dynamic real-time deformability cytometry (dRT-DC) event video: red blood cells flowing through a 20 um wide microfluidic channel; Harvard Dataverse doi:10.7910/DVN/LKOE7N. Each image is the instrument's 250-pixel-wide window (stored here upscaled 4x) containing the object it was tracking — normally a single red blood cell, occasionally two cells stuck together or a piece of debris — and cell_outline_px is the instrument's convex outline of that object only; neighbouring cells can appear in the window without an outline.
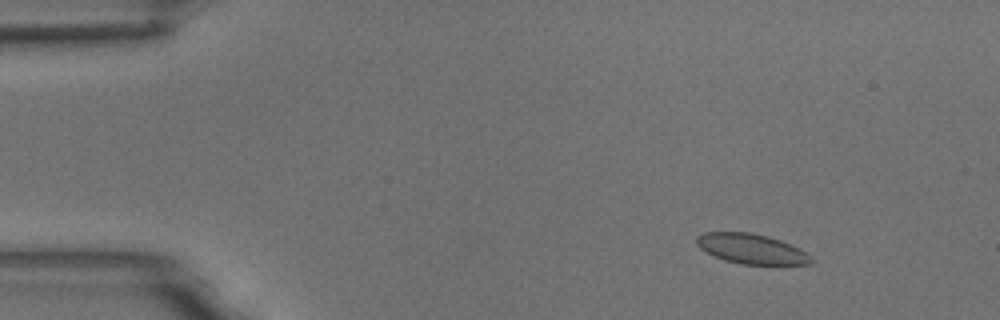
{"species": "common noctule bat (a hibernating species)", "species_latin": "Nyctalus noctula", "temperature_condition": "room temperature", "stored_images_in_passage": 7, "camera_frame_rate_fps": 3000, "um_per_image_px": 0.085, "animal": {"sex": "male", "body_mass_g": 18.8}, "frame": {"image": 1, "passage_image": 3, "time_ms": 0.667, "image_size_px": [1000, 320], "cell_outline_px": [[812, 264], [740, 264], [724, 260], [712, 256], [700, 248], [696, 244], [696, 240], [704, 232], [748, 232], [768, 236], [780, 240], [800, 248], [812, 256]], "centroid_in_image_um": [63.87, 21.15], "position_along_channel_um": 21.1, "area_um2": 20.0}}
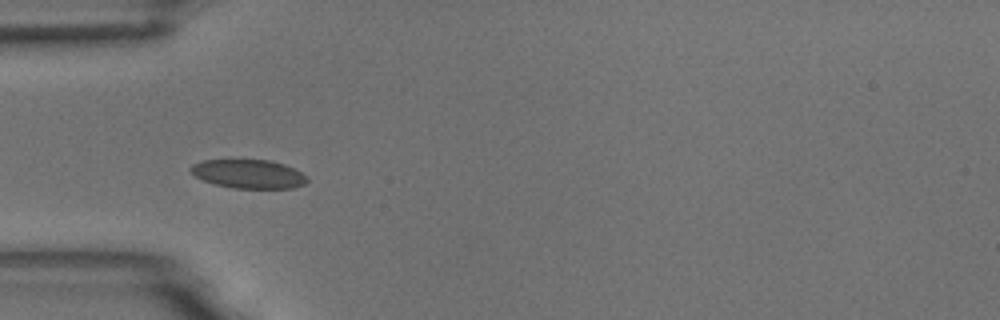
{"frame": {"image": 2, "passage_image": 6, "time_ms": 1.667, "image_size_px": [1000, 320], "cell_outline_px": [[308, 180], [304, 184], [292, 188], [232, 188], [216, 184], [204, 180], [196, 176], [188, 168], [192, 164], [204, 160], [272, 160], [284, 164], [308, 176]], "centroid_in_image_um": [21.14, 14.78], "position_along_channel_um": 63.9, "area_um2": 19.42}}